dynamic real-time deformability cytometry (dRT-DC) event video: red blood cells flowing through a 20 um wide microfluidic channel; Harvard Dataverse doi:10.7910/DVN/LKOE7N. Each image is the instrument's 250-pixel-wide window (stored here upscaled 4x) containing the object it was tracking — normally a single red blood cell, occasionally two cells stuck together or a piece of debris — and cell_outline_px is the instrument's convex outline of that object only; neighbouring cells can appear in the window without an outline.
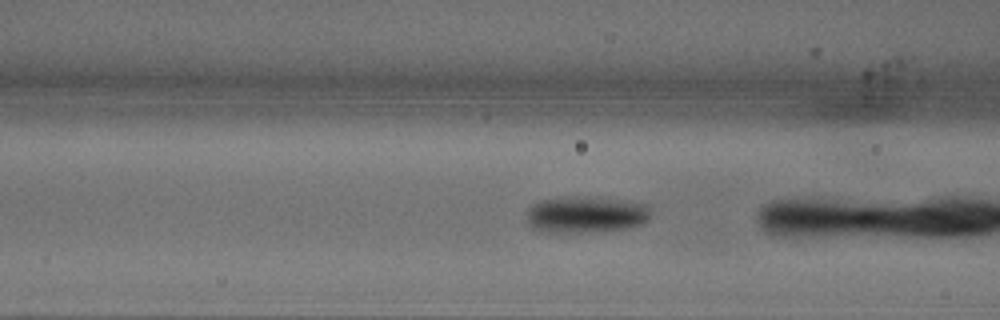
{"species": "common noctule bat (a hibernating species)", "species_latin": "Nyctalus noctula", "temperature_condition": "warm", "stored_images_in_passage": 7, "camera_frame_rate_fps": 3000, "um_per_image_px": 0.085, "animal": {"sex": "male", "body_mass_g": 18.8}, "frame": {"image": 1, "passage_image": 6, "time_ms": 1.667, "image_size_px": [1000, 320], "cell_outline_px": [[652, 212], [648, 220], [640, 224], [628, 228], [580, 232], [548, 232], [532, 228], [528, 224], [528, 212], [532, 204], [540, 200], [568, 196], [588, 196], [620, 200], [648, 204], [652, 208]], "centroid_in_image_um": [49.83, 18.21], "position_along_channel_um": 116.8, "area_um2": 26.53}}